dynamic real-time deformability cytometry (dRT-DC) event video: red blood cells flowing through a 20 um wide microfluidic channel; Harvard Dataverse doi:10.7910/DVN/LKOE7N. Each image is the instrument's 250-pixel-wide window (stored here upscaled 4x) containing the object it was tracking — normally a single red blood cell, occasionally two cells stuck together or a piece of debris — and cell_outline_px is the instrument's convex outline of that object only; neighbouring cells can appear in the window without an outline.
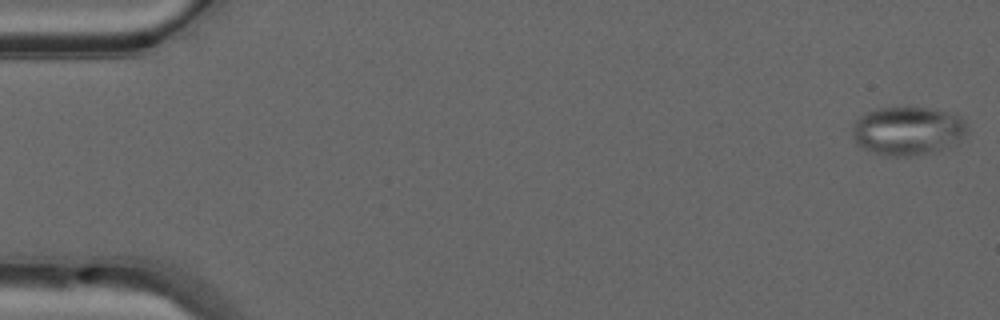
{"species": "common noctule bat (a hibernating species)", "species_latin": "Nyctalus noctula", "temperature_condition": "warm", "stored_images_in_passage": 49, "camera_frame_rate_fps": 3000, "um_per_image_px": 0.085, "animal": {"sex": "male", "forearm_length_mm": 52.5}, "frame": {"image": 1, "passage_image": 1, "time_ms": 0.0, "image_size_px": [1000, 320], "cell_outline_px": [[968, 132], [956, 144], [928, 152], [908, 156], [888, 156], [864, 148], [856, 144], [852, 136], [852, 124], [864, 112], [876, 108], [928, 108], [948, 112], [960, 116], [964, 120], [968, 128]], "centroid_in_image_um": [77.14, 11.1], "position_along_channel_um": 7.9, "area_um2": 32.43}}
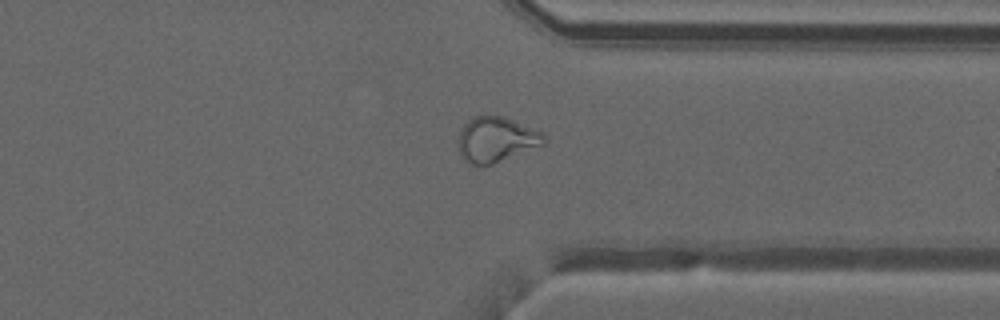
{"frame": {"image": 2, "passage_image": 38, "time_ms": 12.333, "image_size_px": [1000, 320], "cell_outline_px": [[548, 140], [544, 144], [492, 164], [472, 164], [460, 156], [456, 144], [460, 132], [464, 124], [472, 116], [504, 116], [544, 132]], "centroid_in_image_um": [42.18, 11.84], "position_along_channel_um": 369.2, "area_um2": 22.66}}
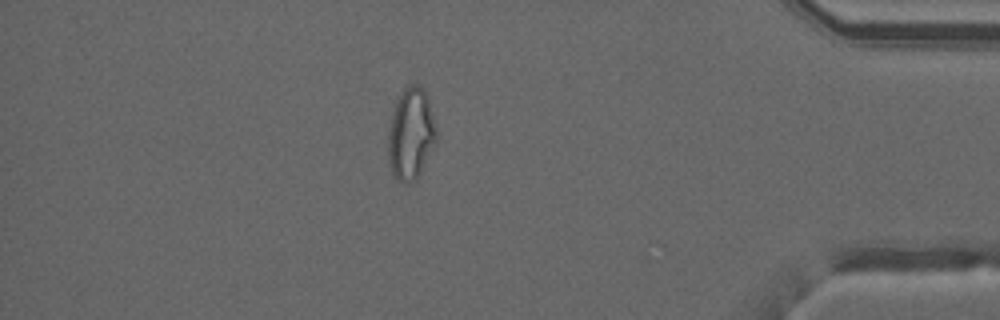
{"frame": {"image": 3, "passage_image": 43, "time_ms": 14.0, "image_size_px": [1000, 320], "cell_outline_px": [[436, 140], [416, 180], [408, 184], [396, 180], [392, 172], [388, 160], [388, 128], [392, 112], [396, 100], [404, 88], [408, 84], [420, 84], [424, 88], [428, 96], [436, 128]], "centroid_in_image_um": [34.9, 11.35], "position_along_channel_um": 400.3, "area_um2": 25.95}, "authors_computed_cell_mechanics": {"area_um2": 26.1834, "velocity_mm_per_s": 4.1268, "shape_relaxation_time_tau1_ms": null, "shape_relaxation_time_tau2_ms": 1.3472, "deformation_change_tau1": null, "deformation_change_tau2": 0.0793}}